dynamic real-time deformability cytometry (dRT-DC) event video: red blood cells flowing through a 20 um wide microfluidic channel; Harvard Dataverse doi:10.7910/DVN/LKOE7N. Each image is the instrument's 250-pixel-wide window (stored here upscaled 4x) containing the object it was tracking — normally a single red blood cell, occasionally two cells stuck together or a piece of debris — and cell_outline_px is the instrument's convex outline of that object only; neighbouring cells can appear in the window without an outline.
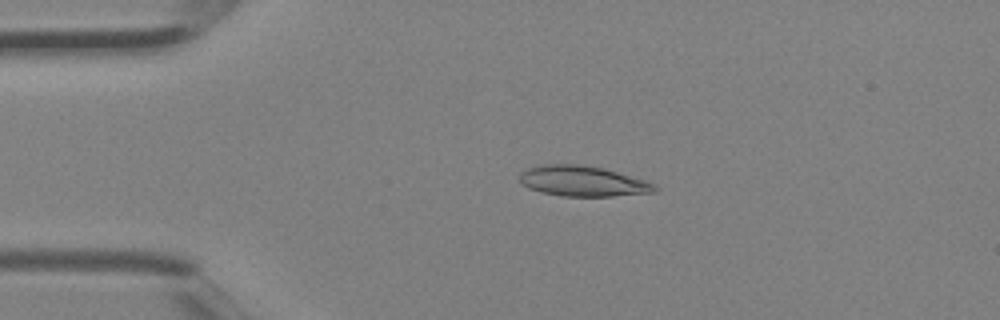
{"species": "Egyptian fruit bat (a non-hibernating species)", "species_latin": "Rousettus aegyptiacus", "temperature_condition": "room temperature", "stored_images_in_passage": 4, "camera_frame_rate_fps": 3000, "um_per_image_px": 0.085, "animal": {"sex": "female"}, "frame": {"image": 1, "passage_image": 3, "time_ms": 0.667, "image_size_px": [1000, 320], "cell_outline_px": [[660, 188], [656, 192], [612, 196], [560, 196], [540, 192], [528, 188], [520, 180], [520, 172], [528, 168], [540, 164], [576, 164], [604, 168], [644, 180], [656, 184]], "centroid_in_image_um": [49.54, 15.4], "position_along_channel_um": 35.5, "area_um2": 24.04}}